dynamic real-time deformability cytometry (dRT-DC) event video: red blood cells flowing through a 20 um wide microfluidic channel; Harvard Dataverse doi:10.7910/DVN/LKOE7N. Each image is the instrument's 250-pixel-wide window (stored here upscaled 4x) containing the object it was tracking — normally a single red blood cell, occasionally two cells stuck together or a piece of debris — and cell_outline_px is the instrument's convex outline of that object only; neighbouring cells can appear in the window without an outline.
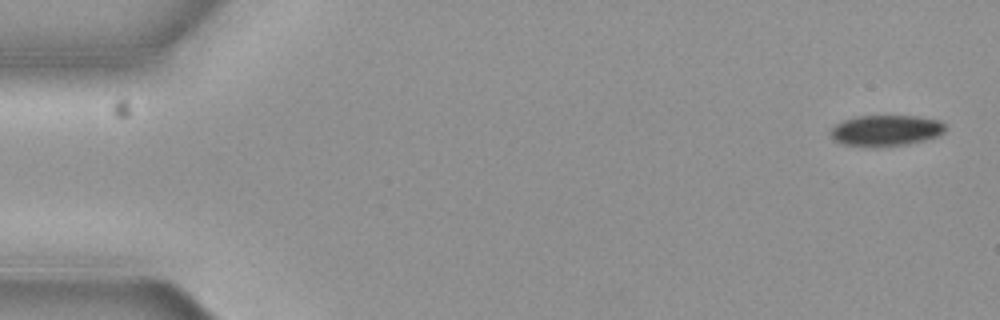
{"species": "common noctule bat (a hibernating species)", "species_latin": "Nyctalus noctula", "temperature_condition": "cold", "stored_images_in_passage": 6, "camera_frame_rate_fps": 3000, "um_per_image_px": 0.085, "animal": {"sex": "female", "body_mass_g": 19.3, "forearm_length_mm": 54.1}, "frame": {"image": 1, "passage_image": 1, "time_ms": 0.0, "image_size_px": [1000, 320], "cell_outline_px": [[944, 132], [936, 136], [924, 140], [904, 144], [844, 144], [836, 140], [832, 136], [832, 128], [836, 124], [844, 120], [856, 116], [916, 116], [940, 120], [944, 124]], "centroid_in_image_um": [75.35, 11.04], "position_along_channel_um": 9.7, "area_um2": 19.65}}
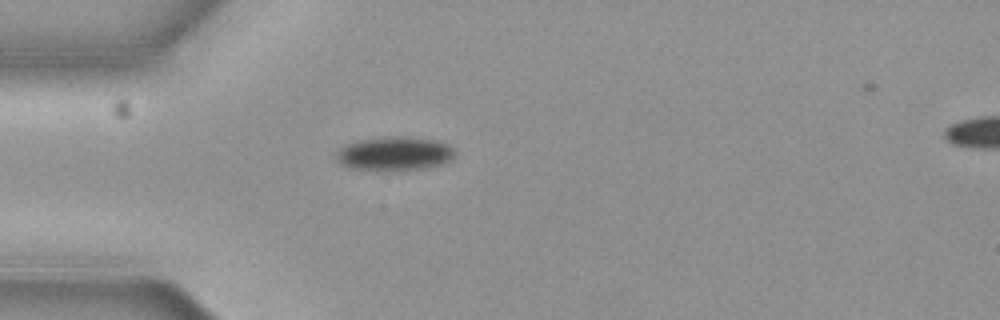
{"frame": {"image": 2, "passage_image": 5, "time_ms": 1.333, "image_size_px": [1000, 320], "cell_outline_px": [[452, 156], [448, 160], [440, 164], [424, 168], [380, 172], [352, 168], [340, 164], [336, 160], [336, 152], [340, 148], [348, 144], [360, 140], [388, 136], [408, 136], [436, 140], [448, 144], [452, 148]], "centroid_in_image_um": [33.47, 13.07], "position_along_channel_um": 51.5, "area_um2": 23.52}}